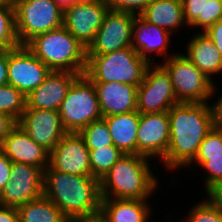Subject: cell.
I'll list each match as a JSON object with an SVG mask.
<instances>
[{"label": "cell", "mask_w": 222, "mask_h": 222, "mask_svg": "<svg viewBox=\"0 0 222 222\" xmlns=\"http://www.w3.org/2000/svg\"><path fill=\"white\" fill-rule=\"evenodd\" d=\"M18 219L17 208L0 205V222H16Z\"/></svg>", "instance_id": "40"}, {"label": "cell", "mask_w": 222, "mask_h": 222, "mask_svg": "<svg viewBox=\"0 0 222 222\" xmlns=\"http://www.w3.org/2000/svg\"><path fill=\"white\" fill-rule=\"evenodd\" d=\"M137 15L130 12L110 10L86 49V55H103L132 46V27Z\"/></svg>", "instance_id": "11"}, {"label": "cell", "mask_w": 222, "mask_h": 222, "mask_svg": "<svg viewBox=\"0 0 222 222\" xmlns=\"http://www.w3.org/2000/svg\"><path fill=\"white\" fill-rule=\"evenodd\" d=\"M43 196L69 220H89L100 214V184L93 176L62 173L50 165L44 170Z\"/></svg>", "instance_id": "2"}, {"label": "cell", "mask_w": 222, "mask_h": 222, "mask_svg": "<svg viewBox=\"0 0 222 222\" xmlns=\"http://www.w3.org/2000/svg\"><path fill=\"white\" fill-rule=\"evenodd\" d=\"M20 46L15 30L14 4L0 3V50L8 51Z\"/></svg>", "instance_id": "29"}, {"label": "cell", "mask_w": 222, "mask_h": 222, "mask_svg": "<svg viewBox=\"0 0 222 222\" xmlns=\"http://www.w3.org/2000/svg\"><path fill=\"white\" fill-rule=\"evenodd\" d=\"M58 113L64 129L73 133L103 118L95 87L85 75H80L72 83Z\"/></svg>", "instance_id": "7"}, {"label": "cell", "mask_w": 222, "mask_h": 222, "mask_svg": "<svg viewBox=\"0 0 222 222\" xmlns=\"http://www.w3.org/2000/svg\"><path fill=\"white\" fill-rule=\"evenodd\" d=\"M150 200L101 198L99 218L104 222H154ZM152 204V205H151Z\"/></svg>", "instance_id": "22"}, {"label": "cell", "mask_w": 222, "mask_h": 222, "mask_svg": "<svg viewBox=\"0 0 222 222\" xmlns=\"http://www.w3.org/2000/svg\"><path fill=\"white\" fill-rule=\"evenodd\" d=\"M22 222H68L69 219L48 198H40L27 202L18 208Z\"/></svg>", "instance_id": "26"}, {"label": "cell", "mask_w": 222, "mask_h": 222, "mask_svg": "<svg viewBox=\"0 0 222 222\" xmlns=\"http://www.w3.org/2000/svg\"><path fill=\"white\" fill-rule=\"evenodd\" d=\"M50 72L49 67L25 45L9 50L8 84L26 97L44 82Z\"/></svg>", "instance_id": "13"}, {"label": "cell", "mask_w": 222, "mask_h": 222, "mask_svg": "<svg viewBox=\"0 0 222 222\" xmlns=\"http://www.w3.org/2000/svg\"><path fill=\"white\" fill-rule=\"evenodd\" d=\"M63 11L70 7L73 6L74 4L79 3V0H53Z\"/></svg>", "instance_id": "42"}, {"label": "cell", "mask_w": 222, "mask_h": 222, "mask_svg": "<svg viewBox=\"0 0 222 222\" xmlns=\"http://www.w3.org/2000/svg\"><path fill=\"white\" fill-rule=\"evenodd\" d=\"M14 9L15 30L20 45L63 25L64 11L53 0H19Z\"/></svg>", "instance_id": "8"}, {"label": "cell", "mask_w": 222, "mask_h": 222, "mask_svg": "<svg viewBox=\"0 0 222 222\" xmlns=\"http://www.w3.org/2000/svg\"><path fill=\"white\" fill-rule=\"evenodd\" d=\"M91 175L99 181L124 154L114 144L89 149Z\"/></svg>", "instance_id": "28"}, {"label": "cell", "mask_w": 222, "mask_h": 222, "mask_svg": "<svg viewBox=\"0 0 222 222\" xmlns=\"http://www.w3.org/2000/svg\"><path fill=\"white\" fill-rule=\"evenodd\" d=\"M25 47L51 71H68L81 75L86 71V48L63 25L33 37Z\"/></svg>", "instance_id": "4"}, {"label": "cell", "mask_w": 222, "mask_h": 222, "mask_svg": "<svg viewBox=\"0 0 222 222\" xmlns=\"http://www.w3.org/2000/svg\"><path fill=\"white\" fill-rule=\"evenodd\" d=\"M80 75L68 71H51L44 82L27 96L25 109L58 111L70 86Z\"/></svg>", "instance_id": "18"}, {"label": "cell", "mask_w": 222, "mask_h": 222, "mask_svg": "<svg viewBox=\"0 0 222 222\" xmlns=\"http://www.w3.org/2000/svg\"><path fill=\"white\" fill-rule=\"evenodd\" d=\"M18 125V121L10 115L0 113V144Z\"/></svg>", "instance_id": "36"}, {"label": "cell", "mask_w": 222, "mask_h": 222, "mask_svg": "<svg viewBox=\"0 0 222 222\" xmlns=\"http://www.w3.org/2000/svg\"><path fill=\"white\" fill-rule=\"evenodd\" d=\"M26 98L10 84L0 86V113L10 115L18 121L26 108Z\"/></svg>", "instance_id": "31"}, {"label": "cell", "mask_w": 222, "mask_h": 222, "mask_svg": "<svg viewBox=\"0 0 222 222\" xmlns=\"http://www.w3.org/2000/svg\"><path fill=\"white\" fill-rule=\"evenodd\" d=\"M192 168L194 170L200 168L198 169V172L199 170L201 172L203 171V174L201 175L204 176L200 175V178H204V183L202 184L203 192L201 193L205 192L204 194L207 195L215 187L222 184V155L195 156L194 160L186 167V170L190 171Z\"/></svg>", "instance_id": "27"}, {"label": "cell", "mask_w": 222, "mask_h": 222, "mask_svg": "<svg viewBox=\"0 0 222 222\" xmlns=\"http://www.w3.org/2000/svg\"><path fill=\"white\" fill-rule=\"evenodd\" d=\"M113 144L124 154H137V129L140 113L133 111L104 117Z\"/></svg>", "instance_id": "24"}, {"label": "cell", "mask_w": 222, "mask_h": 222, "mask_svg": "<svg viewBox=\"0 0 222 222\" xmlns=\"http://www.w3.org/2000/svg\"><path fill=\"white\" fill-rule=\"evenodd\" d=\"M9 50H0V86L8 84Z\"/></svg>", "instance_id": "39"}, {"label": "cell", "mask_w": 222, "mask_h": 222, "mask_svg": "<svg viewBox=\"0 0 222 222\" xmlns=\"http://www.w3.org/2000/svg\"><path fill=\"white\" fill-rule=\"evenodd\" d=\"M44 170L12 162L10 179L0 192V205L18 208L43 196Z\"/></svg>", "instance_id": "10"}, {"label": "cell", "mask_w": 222, "mask_h": 222, "mask_svg": "<svg viewBox=\"0 0 222 222\" xmlns=\"http://www.w3.org/2000/svg\"><path fill=\"white\" fill-rule=\"evenodd\" d=\"M152 161L139 154H123L99 181L101 198L152 199L161 183Z\"/></svg>", "instance_id": "3"}, {"label": "cell", "mask_w": 222, "mask_h": 222, "mask_svg": "<svg viewBox=\"0 0 222 222\" xmlns=\"http://www.w3.org/2000/svg\"><path fill=\"white\" fill-rule=\"evenodd\" d=\"M171 37L175 36L145 21L140 15L135 17L132 27V48L149 63H154V61L156 63L155 58L159 59L160 57L166 60L178 52L172 51L170 53Z\"/></svg>", "instance_id": "16"}, {"label": "cell", "mask_w": 222, "mask_h": 222, "mask_svg": "<svg viewBox=\"0 0 222 222\" xmlns=\"http://www.w3.org/2000/svg\"><path fill=\"white\" fill-rule=\"evenodd\" d=\"M1 151L12 161L34 165L45 170L50 152L36 143L19 125L0 144Z\"/></svg>", "instance_id": "19"}, {"label": "cell", "mask_w": 222, "mask_h": 222, "mask_svg": "<svg viewBox=\"0 0 222 222\" xmlns=\"http://www.w3.org/2000/svg\"><path fill=\"white\" fill-rule=\"evenodd\" d=\"M49 165L62 173L92 176L89 149L79 133L67 132L50 151Z\"/></svg>", "instance_id": "15"}, {"label": "cell", "mask_w": 222, "mask_h": 222, "mask_svg": "<svg viewBox=\"0 0 222 222\" xmlns=\"http://www.w3.org/2000/svg\"><path fill=\"white\" fill-rule=\"evenodd\" d=\"M149 64L131 46L103 55H87L84 75L92 83L118 82L138 87Z\"/></svg>", "instance_id": "5"}, {"label": "cell", "mask_w": 222, "mask_h": 222, "mask_svg": "<svg viewBox=\"0 0 222 222\" xmlns=\"http://www.w3.org/2000/svg\"><path fill=\"white\" fill-rule=\"evenodd\" d=\"M93 85L103 118L137 111V86L118 82Z\"/></svg>", "instance_id": "20"}, {"label": "cell", "mask_w": 222, "mask_h": 222, "mask_svg": "<svg viewBox=\"0 0 222 222\" xmlns=\"http://www.w3.org/2000/svg\"><path fill=\"white\" fill-rule=\"evenodd\" d=\"M152 0H105L110 10L139 15Z\"/></svg>", "instance_id": "34"}, {"label": "cell", "mask_w": 222, "mask_h": 222, "mask_svg": "<svg viewBox=\"0 0 222 222\" xmlns=\"http://www.w3.org/2000/svg\"><path fill=\"white\" fill-rule=\"evenodd\" d=\"M184 20L194 32H204L222 19L221 0H181ZM196 29V30H195Z\"/></svg>", "instance_id": "25"}, {"label": "cell", "mask_w": 222, "mask_h": 222, "mask_svg": "<svg viewBox=\"0 0 222 222\" xmlns=\"http://www.w3.org/2000/svg\"><path fill=\"white\" fill-rule=\"evenodd\" d=\"M222 155V130L216 126L206 135L196 156Z\"/></svg>", "instance_id": "33"}, {"label": "cell", "mask_w": 222, "mask_h": 222, "mask_svg": "<svg viewBox=\"0 0 222 222\" xmlns=\"http://www.w3.org/2000/svg\"><path fill=\"white\" fill-rule=\"evenodd\" d=\"M216 46L222 56V19L203 32Z\"/></svg>", "instance_id": "35"}, {"label": "cell", "mask_w": 222, "mask_h": 222, "mask_svg": "<svg viewBox=\"0 0 222 222\" xmlns=\"http://www.w3.org/2000/svg\"><path fill=\"white\" fill-rule=\"evenodd\" d=\"M169 139L168 112L140 114L136 137L137 154L158 163L166 154Z\"/></svg>", "instance_id": "14"}, {"label": "cell", "mask_w": 222, "mask_h": 222, "mask_svg": "<svg viewBox=\"0 0 222 222\" xmlns=\"http://www.w3.org/2000/svg\"><path fill=\"white\" fill-rule=\"evenodd\" d=\"M108 11L105 0L80 1L64 10L63 26L87 49Z\"/></svg>", "instance_id": "12"}, {"label": "cell", "mask_w": 222, "mask_h": 222, "mask_svg": "<svg viewBox=\"0 0 222 222\" xmlns=\"http://www.w3.org/2000/svg\"><path fill=\"white\" fill-rule=\"evenodd\" d=\"M207 195L218 206V208L222 211V184L215 187Z\"/></svg>", "instance_id": "41"}, {"label": "cell", "mask_w": 222, "mask_h": 222, "mask_svg": "<svg viewBox=\"0 0 222 222\" xmlns=\"http://www.w3.org/2000/svg\"><path fill=\"white\" fill-rule=\"evenodd\" d=\"M5 1H8V0H0V3H3V2H5Z\"/></svg>", "instance_id": "46"}, {"label": "cell", "mask_w": 222, "mask_h": 222, "mask_svg": "<svg viewBox=\"0 0 222 222\" xmlns=\"http://www.w3.org/2000/svg\"><path fill=\"white\" fill-rule=\"evenodd\" d=\"M90 222H104L99 217L90 219Z\"/></svg>", "instance_id": "43"}, {"label": "cell", "mask_w": 222, "mask_h": 222, "mask_svg": "<svg viewBox=\"0 0 222 222\" xmlns=\"http://www.w3.org/2000/svg\"><path fill=\"white\" fill-rule=\"evenodd\" d=\"M12 161L0 149V192L10 179Z\"/></svg>", "instance_id": "37"}, {"label": "cell", "mask_w": 222, "mask_h": 222, "mask_svg": "<svg viewBox=\"0 0 222 222\" xmlns=\"http://www.w3.org/2000/svg\"><path fill=\"white\" fill-rule=\"evenodd\" d=\"M145 21L178 36L184 28L189 30L181 0H152L139 14ZM184 27V28H183ZM182 29V30H181Z\"/></svg>", "instance_id": "23"}, {"label": "cell", "mask_w": 222, "mask_h": 222, "mask_svg": "<svg viewBox=\"0 0 222 222\" xmlns=\"http://www.w3.org/2000/svg\"><path fill=\"white\" fill-rule=\"evenodd\" d=\"M18 125L49 152L67 133L58 111L25 109Z\"/></svg>", "instance_id": "17"}, {"label": "cell", "mask_w": 222, "mask_h": 222, "mask_svg": "<svg viewBox=\"0 0 222 222\" xmlns=\"http://www.w3.org/2000/svg\"><path fill=\"white\" fill-rule=\"evenodd\" d=\"M192 205L180 222H222V211L208 195Z\"/></svg>", "instance_id": "30"}, {"label": "cell", "mask_w": 222, "mask_h": 222, "mask_svg": "<svg viewBox=\"0 0 222 222\" xmlns=\"http://www.w3.org/2000/svg\"><path fill=\"white\" fill-rule=\"evenodd\" d=\"M170 139L164 158L159 162L171 173L194 160L206 135L215 127L213 103H178L168 111Z\"/></svg>", "instance_id": "1"}, {"label": "cell", "mask_w": 222, "mask_h": 222, "mask_svg": "<svg viewBox=\"0 0 222 222\" xmlns=\"http://www.w3.org/2000/svg\"><path fill=\"white\" fill-rule=\"evenodd\" d=\"M178 103L170 73L158 61L150 63L143 82L137 87V111L140 114L168 112Z\"/></svg>", "instance_id": "9"}, {"label": "cell", "mask_w": 222, "mask_h": 222, "mask_svg": "<svg viewBox=\"0 0 222 222\" xmlns=\"http://www.w3.org/2000/svg\"><path fill=\"white\" fill-rule=\"evenodd\" d=\"M186 36L189 39L186 38L185 48H181L184 51L186 50L183 55L211 81L216 83V78H219V74H222V56L219 50L203 32H194L192 37L187 34Z\"/></svg>", "instance_id": "21"}, {"label": "cell", "mask_w": 222, "mask_h": 222, "mask_svg": "<svg viewBox=\"0 0 222 222\" xmlns=\"http://www.w3.org/2000/svg\"><path fill=\"white\" fill-rule=\"evenodd\" d=\"M10 3L15 4L19 0H8Z\"/></svg>", "instance_id": "45"}, {"label": "cell", "mask_w": 222, "mask_h": 222, "mask_svg": "<svg viewBox=\"0 0 222 222\" xmlns=\"http://www.w3.org/2000/svg\"><path fill=\"white\" fill-rule=\"evenodd\" d=\"M218 86H219L218 83H216L214 96H213L214 97L213 107L215 111V126L219 128L220 130H222V90L221 88L219 89Z\"/></svg>", "instance_id": "38"}, {"label": "cell", "mask_w": 222, "mask_h": 222, "mask_svg": "<svg viewBox=\"0 0 222 222\" xmlns=\"http://www.w3.org/2000/svg\"><path fill=\"white\" fill-rule=\"evenodd\" d=\"M78 133L88 149H97L113 144L108 124L104 118L91 122Z\"/></svg>", "instance_id": "32"}, {"label": "cell", "mask_w": 222, "mask_h": 222, "mask_svg": "<svg viewBox=\"0 0 222 222\" xmlns=\"http://www.w3.org/2000/svg\"><path fill=\"white\" fill-rule=\"evenodd\" d=\"M182 52L178 51L166 60L161 59L162 61H159L170 73L178 102L213 103L216 84L187 59Z\"/></svg>", "instance_id": "6"}, {"label": "cell", "mask_w": 222, "mask_h": 222, "mask_svg": "<svg viewBox=\"0 0 222 222\" xmlns=\"http://www.w3.org/2000/svg\"><path fill=\"white\" fill-rule=\"evenodd\" d=\"M68 222H90L89 220H69Z\"/></svg>", "instance_id": "44"}]
</instances>
